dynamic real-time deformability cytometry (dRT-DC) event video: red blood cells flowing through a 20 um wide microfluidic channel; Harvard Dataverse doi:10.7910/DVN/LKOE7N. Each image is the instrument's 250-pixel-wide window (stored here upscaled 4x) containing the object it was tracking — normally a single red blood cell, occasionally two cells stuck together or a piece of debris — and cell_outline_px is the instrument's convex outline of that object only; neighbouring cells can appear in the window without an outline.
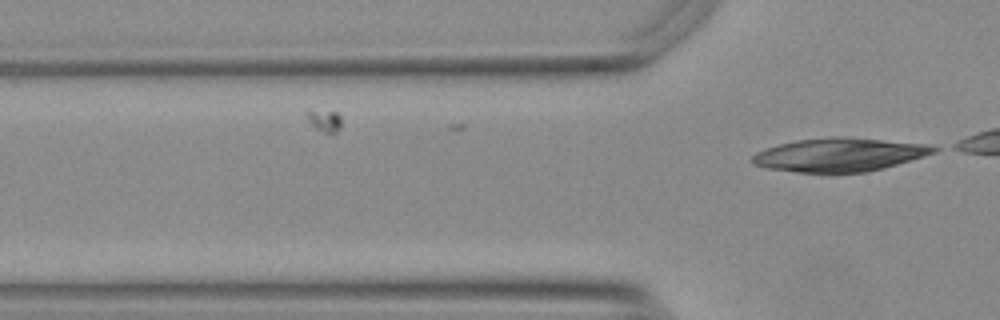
{"species": "Egyptian fruit bat (a non-hibernating species)", "species_latin": "Rousettus aegyptiacus", "temperature_condition": "warm", "stored_images_in_passage": 9, "camera_frame_rate_fps": 3000, "um_per_image_px": 0.085, "animal": {"sex": "female"}, "frame": {"image": 1, "passage_image": 9, "time_ms": 2.667, "image_size_px": [1000, 320], "cell_outline_px": [[944, 148], [936, 152], [924, 156], [884, 168], [864, 172], [796, 172], [768, 168], [752, 164], [748, 160], [756, 152], [780, 144], [796, 140], [832, 136], [844, 136], [932, 144]], "centroid_in_image_um": [71.4, 13.13], "position_along_channel_um": 54.4, "area_um2": 35.72}}